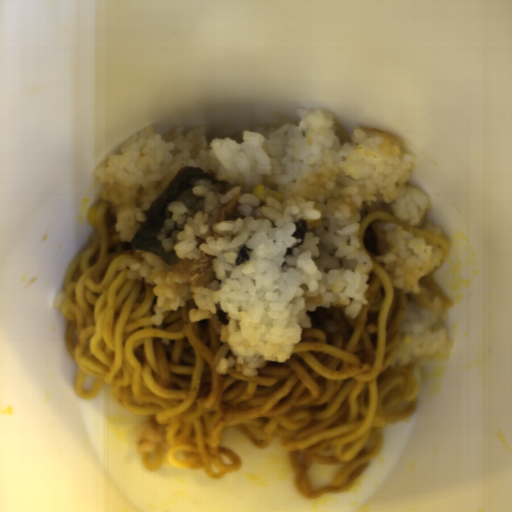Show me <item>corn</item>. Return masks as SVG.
I'll return each mask as SVG.
<instances>
[{"instance_id":"51d56268","label":"corn","mask_w":512,"mask_h":512,"mask_svg":"<svg viewBox=\"0 0 512 512\" xmlns=\"http://www.w3.org/2000/svg\"><path fill=\"white\" fill-rule=\"evenodd\" d=\"M250 194L254 195L256 198L261 200L262 202H265L266 198L273 197L277 201H281L283 195L278 193L277 191L273 190L269 186L259 184L256 185L251 191Z\"/></svg>"}]
</instances>
